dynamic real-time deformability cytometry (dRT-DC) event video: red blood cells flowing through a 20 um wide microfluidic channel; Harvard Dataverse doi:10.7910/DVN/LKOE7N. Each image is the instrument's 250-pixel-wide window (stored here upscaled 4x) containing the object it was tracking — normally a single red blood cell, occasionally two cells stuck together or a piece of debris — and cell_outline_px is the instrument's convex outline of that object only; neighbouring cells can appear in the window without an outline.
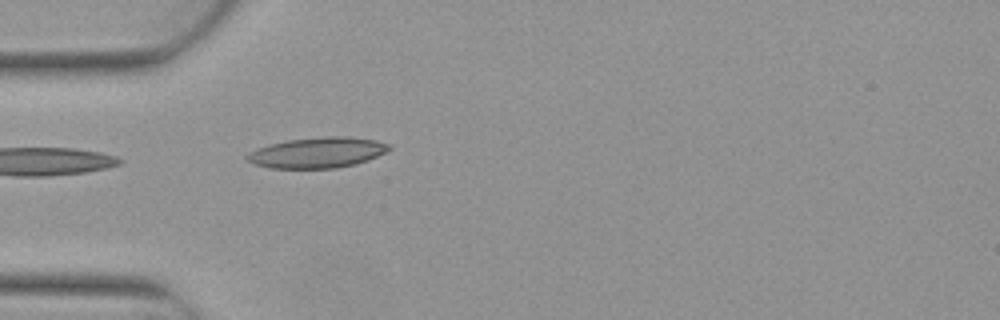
{"species": "Egyptian fruit bat (a non-hibernating species)", "species_latin": "Rousettus aegyptiacus", "temperature_condition": "warm", "stored_images_in_passage": 5, "camera_frame_rate_fps": 3000, "um_per_image_px": 0.085, "animal": {"sex": "female"}, "frame": {"image": 1, "passage_image": 5, "time_ms": 1.333, "image_size_px": [1000, 320], "cell_outline_px": [[392, 148], [368, 160], [356, 164], [336, 168], [268, 168], [256, 164], [248, 160], [244, 156], [248, 152], [256, 148], [268, 144], [288, 140], [324, 136], [348, 136], [376, 140], [392, 144]], "centroid_in_image_um": [26.98, 12.96], "position_along_channel_um": 58.0, "area_um2": 25.49}}